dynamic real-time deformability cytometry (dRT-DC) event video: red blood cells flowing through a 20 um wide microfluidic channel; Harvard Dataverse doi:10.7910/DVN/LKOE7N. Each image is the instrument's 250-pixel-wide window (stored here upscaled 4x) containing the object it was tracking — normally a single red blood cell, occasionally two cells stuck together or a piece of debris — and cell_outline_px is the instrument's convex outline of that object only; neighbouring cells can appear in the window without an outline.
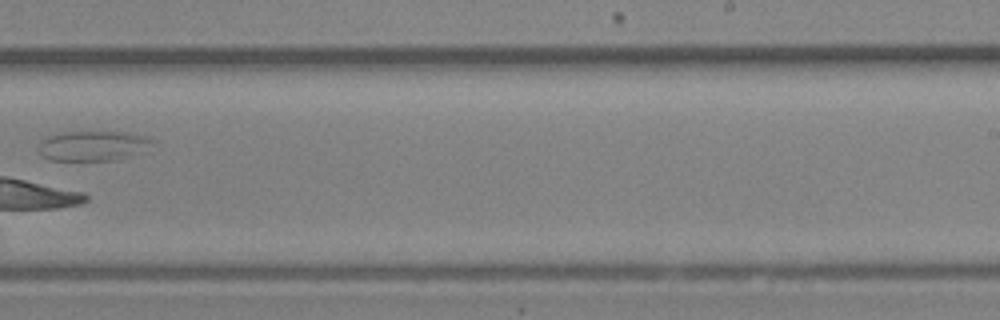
{"species": "Egyptian fruit bat (a non-hibernating species)", "species_latin": "Rousettus aegyptiacus", "temperature_condition": "room temperature", "stored_images_in_passage": 28, "segment_of_instrument_passage": [2, 2], "camera_frame_rate_fps": 3000, "um_per_image_px": 0.085, "animal": {"sex": "female"}, "frame": {"image": 1, "passage_image": 18, "time_ms": 5.667, "image_size_px": [1000, 320], "cell_outline_px": [[152, 140], [132, 152], [116, 160], [48, 160], [40, 152], [40, 140], [48, 136], [64, 132], [128, 132], [144, 136]], "centroid_in_image_um": [7.72, 12.37], "position_along_channel_um": 281.3, "area_um2": 18.79}}
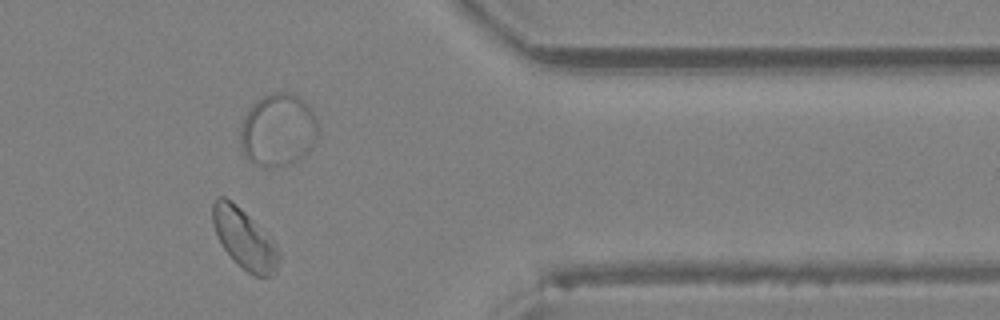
{"frame": {"image": 2, "passage_image": 23, "time_ms": 7.333, "image_size_px": [1000, 320], "cell_outline_px": [[280, 260], [276, 276], [256, 276], [248, 272], [236, 264], [224, 248], [212, 224], [212, 204], [216, 196], [224, 196], [236, 204], [248, 216], [280, 252]], "centroid_in_image_um": [20.74, 20.34], "position_along_channel_um": 390.7, "area_um2": 22.6}}
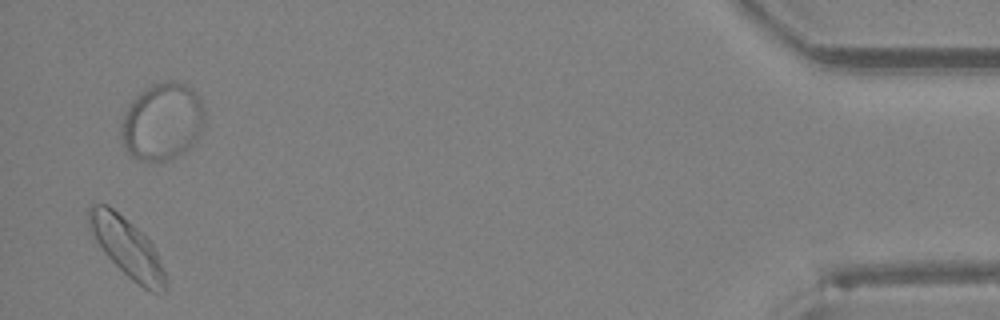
{"frame": {"image": 3, "passage_image": 27, "time_ms": 8.667, "image_size_px": [1000, 320], "cell_outline_px": [[168, 288], [156, 292], [152, 292], [144, 288], [132, 280], [104, 252], [96, 240], [88, 224], [88, 208], [92, 204], [108, 204], [132, 224], [152, 244], [156, 252], [168, 280]], "centroid_in_image_um": [10.8, 21.03], "position_along_channel_um": 424.4, "area_um2": 25.72}}